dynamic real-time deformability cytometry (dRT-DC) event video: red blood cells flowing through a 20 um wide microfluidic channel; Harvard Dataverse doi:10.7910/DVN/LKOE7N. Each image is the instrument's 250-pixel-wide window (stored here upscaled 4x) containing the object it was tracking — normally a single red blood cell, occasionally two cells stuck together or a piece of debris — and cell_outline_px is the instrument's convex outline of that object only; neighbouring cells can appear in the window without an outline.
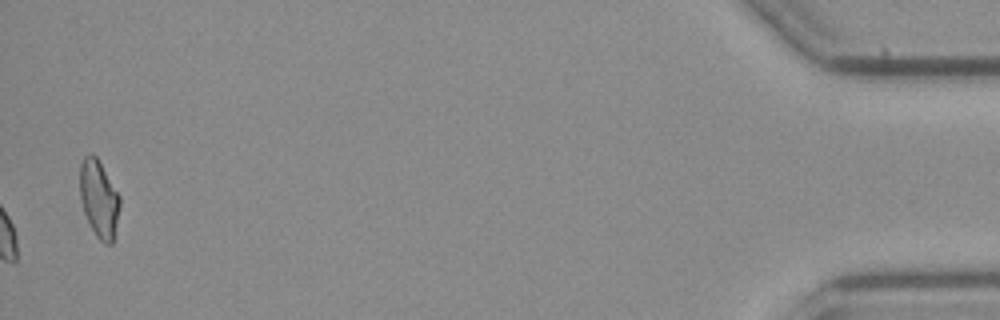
{"species": "common noctule bat (a hibernating species)", "species_latin": "Nyctalus noctula", "temperature_condition": "cold", "stored_images_in_passage": 38, "camera_frame_rate_fps": 3000, "um_per_image_px": 0.085, "animal": {"sex": "female", "body_mass_g": 21.9}, "frame": {"image": 1, "passage_image": 38, "time_ms": 12.333, "image_size_px": [1000, 320], "cell_outline_px": [[120, 208], [112, 244], [104, 244], [96, 236], [84, 212], [80, 200], [80, 164], [84, 156], [92, 152], [96, 156], [120, 196]], "centroid_in_image_um": [8.41, 16.89], "position_along_channel_um": 426.8, "area_um2": 17.92}}